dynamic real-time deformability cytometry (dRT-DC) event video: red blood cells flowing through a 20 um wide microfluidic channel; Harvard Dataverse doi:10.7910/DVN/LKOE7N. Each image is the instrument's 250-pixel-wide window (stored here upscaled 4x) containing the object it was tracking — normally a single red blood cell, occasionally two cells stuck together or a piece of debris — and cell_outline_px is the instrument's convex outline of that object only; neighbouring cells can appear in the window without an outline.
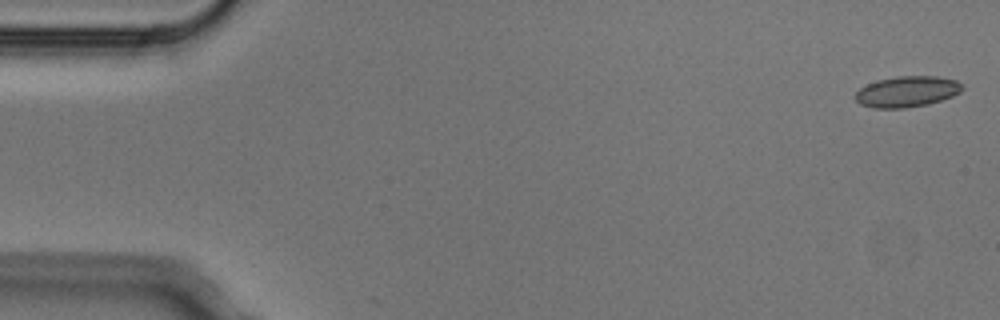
{"species": "Egyptian fruit bat (a non-hibernating species)", "species_latin": "Rousettus aegyptiacus", "temperature_condition": "cold", "stored_images_in_passage": 6, "camera_frame_rate_fps": 3000, "um_per_image_px": 0.085, "animal": {"sex": "male"}, "frame": {"image": 1, "passage_image": 1, "time_ms": 0.0, "image_size_px": [1000, 320], "cell_outline_px": [[964, 88], [960, 92], [952, 96], [928, 104], [904, 108], [872, 108], [860, 104], [856, 100], [856, 92], [860, 88], [868, 84], [880, 80], [896, 76], [936, 76], [956, 80]], "centroid_in_image_um": [77.09, 7.79], "position_along_channel_um": 7.9, "area_um2": 19.07}}
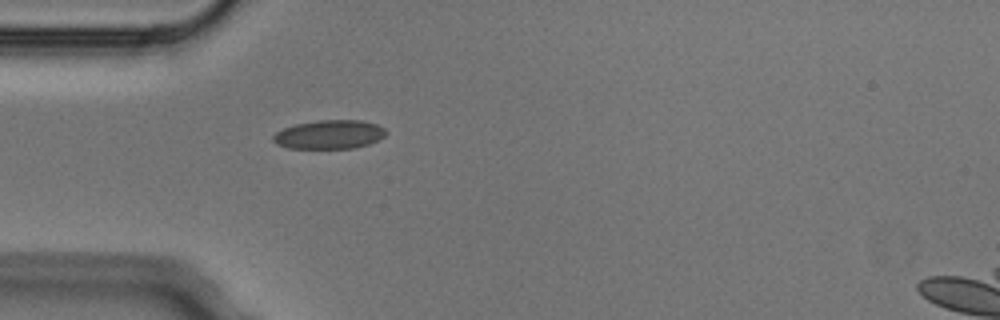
{"frame": {"image": 2, "passage_image": 5, "time_ms": 1.333, "image_size_px": [1000, 320], "cell_outline_px": [[388, 132], [384, 136], [368, 144], [356, 148], [288, 148], [276, 144], [272, 140], [272, 136], [276, 132], [284, 128], [296, 124], [316, 120], [360, 120], [376, 124], [384, 128]], "centroid_in_image_um": [27.98, 11.43], "position_along_channel_um": 57.0, "area_um2": 18.96}}